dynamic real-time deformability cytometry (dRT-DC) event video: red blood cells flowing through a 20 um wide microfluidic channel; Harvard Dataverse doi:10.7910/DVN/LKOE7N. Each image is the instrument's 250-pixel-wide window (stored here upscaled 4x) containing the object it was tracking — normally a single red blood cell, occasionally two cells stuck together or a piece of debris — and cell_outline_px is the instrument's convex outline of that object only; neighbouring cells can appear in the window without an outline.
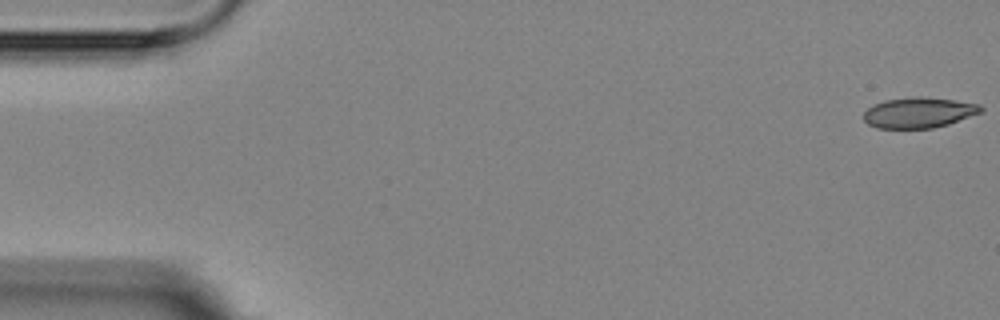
{"species": "Egyptian fruit bat (a non-hibernating species)", "species_latin": "Rousettus aegyptiacus", "temperature_condition": "room temperature", "stored_images_in_passage": 8, "camera_frame_rate_fps": 3000, "um_per_image_px": 0.085, "animal": {"sex": "female"}, "frame": {"image": 1, "passage_image": 1, "time_ms": 0.0, "image_size_px": [1000, 320], "cell_outline_px": [[984, 112], [948, 124], [932, 128], [876, 128], [868, 124], [864, 120], [864, 112], [872, 104], [884, 100], [916, 96], [920, 96], [956, 100], [980, 104], [984, 108]], "centroid_in_image_um": [78.12, 9.56], "position_along_channel_um": 6.9, "area_um2": 21.1}}
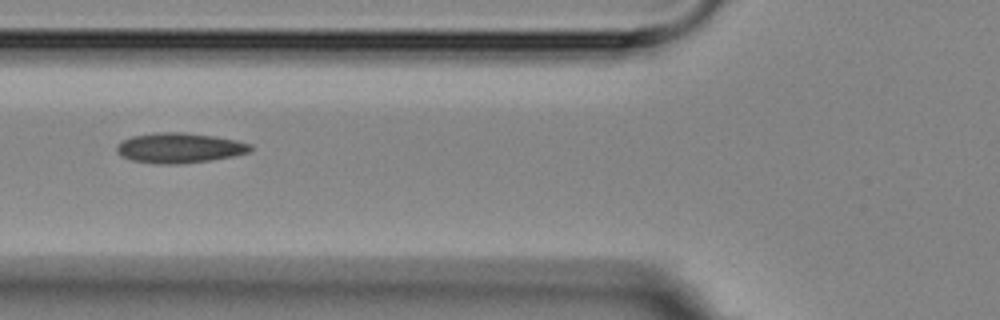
{"frame": {"image": 2, "passage_image": 6, "time_ms": 6.667, "image_size_px": [1000, 320], "cell_outline_px": [[252, 152], [232, 156], [208, 160], [176, 164], [160, 164], [132, 160], [120, 156], [116, 152], [116, 144], [132, 136], [156, 132], [184, 132], [216, 136], [236, 140], [252, 144]], "centroid_in_image_um": [15.25, 12.56], "position_along_channel_um": 110.6, "area_um2": 23.52}}
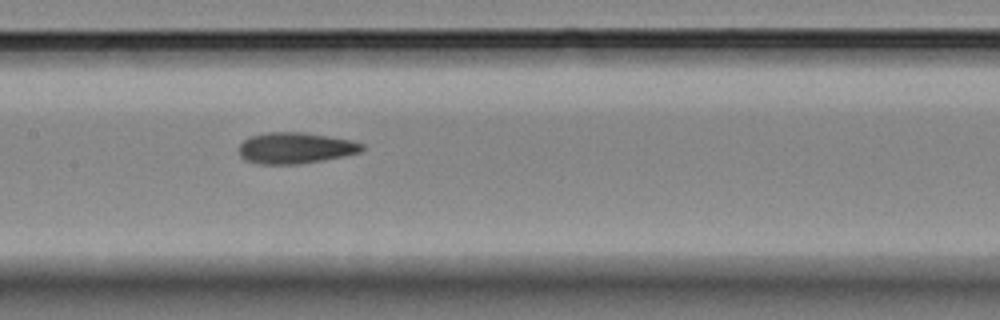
{"frame": {"image": 3, "passage_image": 8, "time_ms": 8.667, "image_size_px": [1000, 320], "cell_outline_px": [[364, 148], [360, 152], [344, 156], [300, 164], [260, 164], [244, 160], [240, 156], [240, 144], [248, 136], [268, 132], [304, 132], [352, 140], [364, 144]], "centroid_in_image_um": [25.1, 12.58], "position_along_channel_um": 182.3, "area_um2": 22.43}}